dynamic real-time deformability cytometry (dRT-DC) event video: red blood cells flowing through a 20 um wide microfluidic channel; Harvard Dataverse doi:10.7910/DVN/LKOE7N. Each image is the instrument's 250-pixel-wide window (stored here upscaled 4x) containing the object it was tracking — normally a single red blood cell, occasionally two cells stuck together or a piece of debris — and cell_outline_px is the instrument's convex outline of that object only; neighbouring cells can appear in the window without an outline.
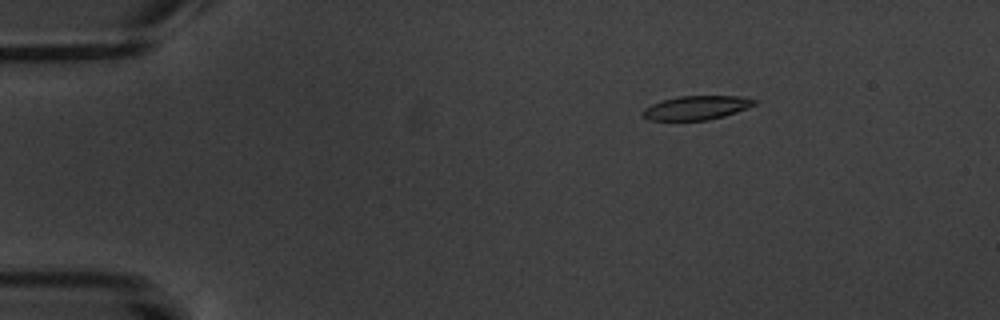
{"species": "common noctule bat (a hibernating species)", "species_latin": "Nyctalus noctula", "temperature_condition": "warm", "stored_images_in_passage": 7, "camera_frame_rate_fps": 3000, "um_per_image_px": 0.085, "animal": {"sex": "male", "body_mass_g": 20.1, "forearm_length_mm": 53.5}, "frame": {"image": 1, "passage_image": 2, "time_ms": 1.0, "image_size_px": [1000, 320], "cell_outline_px": [[756, 104], [748, 108], [724, 116], [708, 120], [648, 120], [640, 112], [644, 108], [652, 104], [664, 100], [680, 96], [740, 96], [756, 100]], "centroid_in_image_um": [59.2, 9.16], "position_along_channel_um": 25.8, "area_um2": 15.49}}
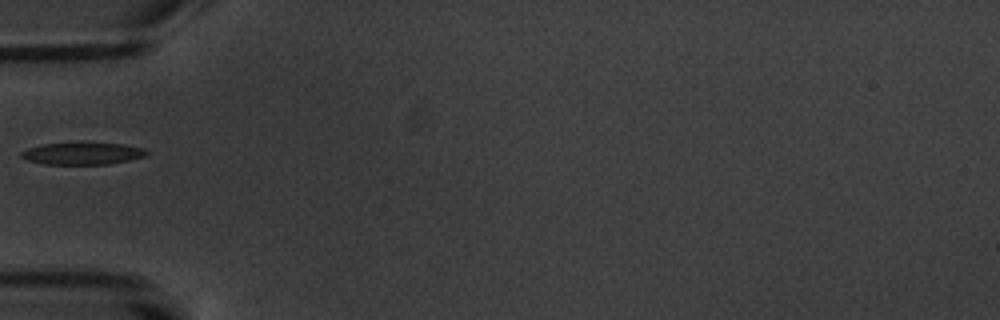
{"frame": {"image": 2, "passage_image": 5, "time_ms": 4.667, "image_size_px": [1000, 320], "cell_outline_px": [[148, 152], [144, 156], [128, 160], [108, 164], [44, 164], [28, 160], [20, 156], [20, 152], [28, 148], [44, 144], [80, 140], [124, 144], [144, 148]], "centroid_in_image_um": [7.0, 13.0], "position_along_channel_um": 78.0, "area_um2": 16.76}}
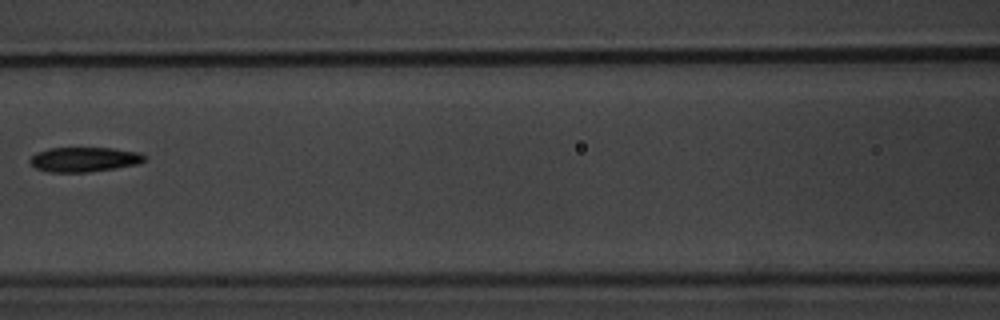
{"frame": {"image": 3, "passage_image": 7, "time_ms": 7.0, "image_size_px": [1000, 320], "cell_outline_px": [[148, 156], [140, 164], [116, 168], [88, 172], [48, 172], [36, 168], [28, 160], [36, 152], [48, 148], [112, 148], [140, 152]], "centroid_in_image_um": [7.19, 13.55], "position_along_channel_um": 159.4, "area_um2": 16.65}}